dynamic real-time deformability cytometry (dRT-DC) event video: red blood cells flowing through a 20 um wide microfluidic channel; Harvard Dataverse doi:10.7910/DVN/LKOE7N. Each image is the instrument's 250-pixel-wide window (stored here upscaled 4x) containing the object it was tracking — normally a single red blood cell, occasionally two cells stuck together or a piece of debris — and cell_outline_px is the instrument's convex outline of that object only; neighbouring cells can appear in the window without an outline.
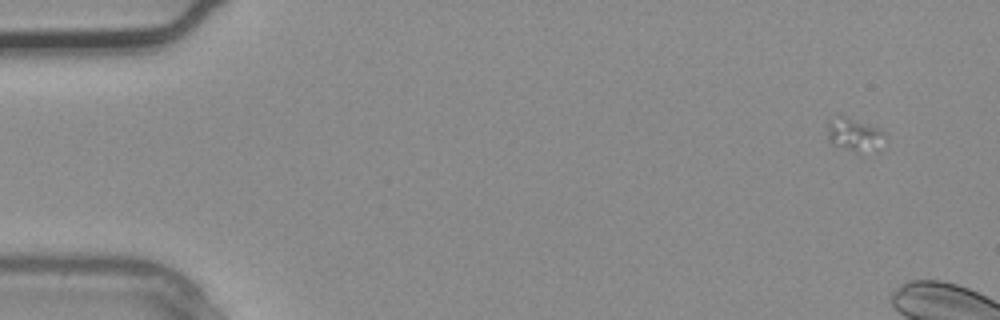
{"species": "common noctule bat (a hibernating species)", "species_latin": "Nyctalus noctula", "temperature_condition": "warm", "stored_images_in_passage": 3, "segment_of_instrument_passage": [2, 2], "camera_frame_rate_fps": 3000, "um_per_image_px": 0.085, "animal": {"sex": "male", "body_mass_g": 20.4}, "frame": {"image": 1, "passage_image": 3, "time_ms": 0.667, "image_size_px": [1000, 320], "cell_outline_px": [[888, 136], [880, 152], [856, 152], [832, 144], [828, 140], [828, 120], [840, 116], [848, 116], [880, 128]], "centroid_in_image_um": [72.73, 11.47], "position_along_channel_um": 12.3, "area_um2": 11.68}}